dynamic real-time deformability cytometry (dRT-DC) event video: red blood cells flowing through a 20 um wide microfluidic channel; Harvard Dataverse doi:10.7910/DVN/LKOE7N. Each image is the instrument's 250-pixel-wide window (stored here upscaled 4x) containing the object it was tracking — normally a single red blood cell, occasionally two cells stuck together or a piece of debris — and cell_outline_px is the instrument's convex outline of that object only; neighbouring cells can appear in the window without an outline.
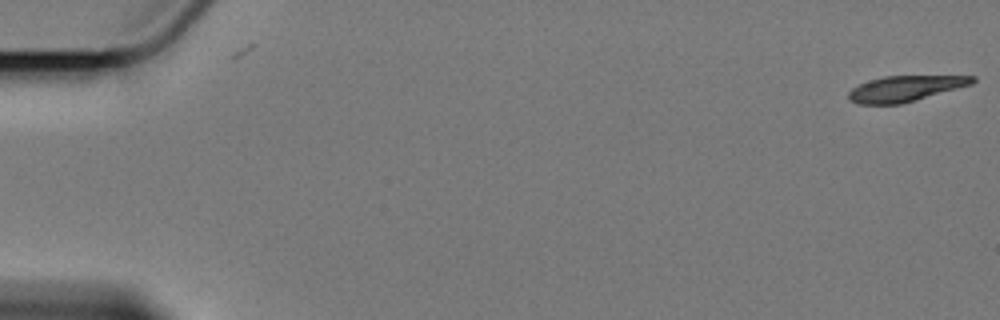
{"species": "Egyptian fruit bat (a non-hibernating species)", "species_latin": "Rousettus aegyptiacus", "temperature_condition": "cold", "stored_images_in_passage": 4, "camera_frame_rate_fps": 3000, "um_per_image_px": 0.085, "animal": {"sex": "female"}, "frame": {"image": 1, "passage_image": 1, "time_ms": 0.0, "image_size_px": [1000, 320], "cell_outline_px": [[976, 80], [972, 84], [916, 100], [900, 104], [856, 104], [848, 100], [848, 92], [852, 88], [868, 80], [884, 76], [976, 76]], "centroid_in_image_um": [76.9, 7.53], "position_along_channel_um": 8.1, "area_um2": 18.5}}